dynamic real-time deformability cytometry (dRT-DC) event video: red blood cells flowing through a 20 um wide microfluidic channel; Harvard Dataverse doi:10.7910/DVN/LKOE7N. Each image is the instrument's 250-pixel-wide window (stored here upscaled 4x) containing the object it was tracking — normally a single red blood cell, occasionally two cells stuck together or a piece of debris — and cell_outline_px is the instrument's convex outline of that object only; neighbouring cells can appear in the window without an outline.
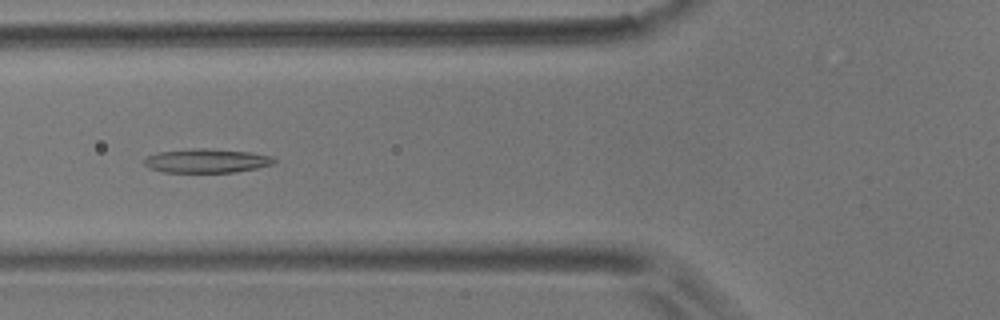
{"species": "common noctule bat (a hibernating species)", "species_latin": "Nyctalus noctula", "temperature_condition": "room temperature", "stored_images_in_passage": 13, "camera_frame_rate_fps": 3000, "um_per_image_px": 0.085, "animal": {"sex": "male", "body_mass_g": 17.9}, "frame": {"image": 1, "passage_image": 4, "time_ms": 4.333, "image_size_px": [1000, 320], "cell_outline_px": [[276, 160], [272, 164], [256, 168], [236, 172], [164, 172], [148, 168], [144, 164], [144, 160], [148, 156], [156, 152], [192, 148], [204, 148], [252, 152], [272, 156]], "centroid_in_image_um": [17.54, 13.66], "position_along_channel_um": 108.3, "area_um2": 18.21}}
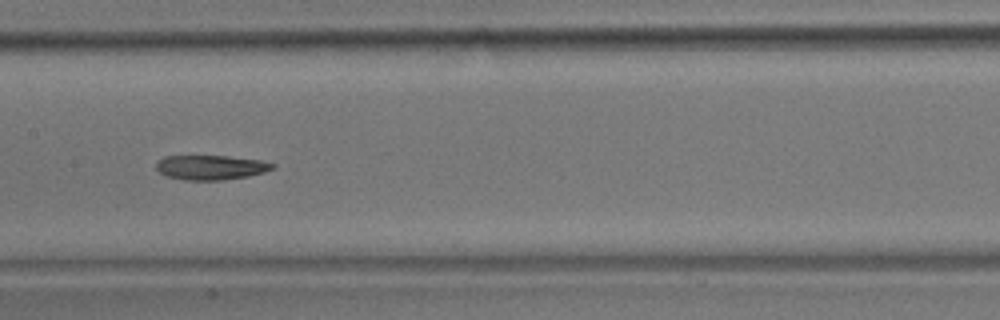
{"frame": {"image": 2, "passage_image": 6, "time_ms": 6.667, "image_size_px": [1000, 320], "cell_outline_px": [[276, 168], [264, 172], [248, 176], [220, 180], [184, 180], [164, 176], [156, 168], [156, 164], [164, 156], [228, 156], [264, 160], [276, 164]], "centroid_in_image_um": [17.96, 14.23], "position_along_channel_um": 189.4, "area_um2": 16.82}, "authors_computed_cell_mechanics": {"area_um2": 18.207, "velocity_mm_per_s": 3.476, "shape_relaxation_time_tau1_ms": null, "shape_relaxation_time_tau2_ms": 2.9714, "deformation_change_tau1": null, "deformation_change_tau2": 0.0893}}